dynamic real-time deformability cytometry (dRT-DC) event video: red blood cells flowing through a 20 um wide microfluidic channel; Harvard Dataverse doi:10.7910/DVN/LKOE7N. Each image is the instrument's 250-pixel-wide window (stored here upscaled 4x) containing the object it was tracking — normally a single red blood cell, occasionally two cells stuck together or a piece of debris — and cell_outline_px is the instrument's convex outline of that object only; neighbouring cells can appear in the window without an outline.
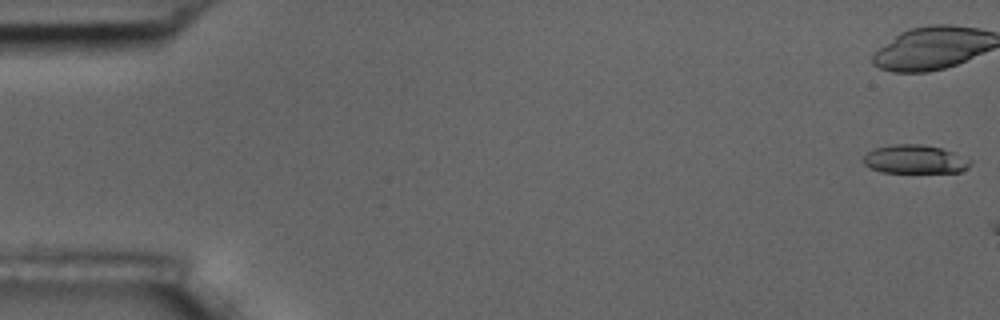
{"species": "common noctule bat (a hibernating species)", "species_latin": "Nyctalus noctula", "temperature_condition": "room temperature", "stored_images_in_passage": 7, "camera_frame_rate_fps": 3000, "um_per_image_px": 0.085, "animal": {"sex": "male", "body_mass_g": 17.5, "forearm_length_mm": 52.3}, "frame": {"image": 1, "passage_image": 1, "time_ms": 0.0, "image_size_px": [1000, 320], "cell_outline_px": [[972, 164], [968, 168], [960, 172], [880, 172], [868, 168], [864, 164], [864, 156], [868, 152], [876, 148], [892, 144], [920, 144], [940, 148], [952, 152], [972, 160]], "centroid_in_image_um": [77.77, 13.55], "position_along_channel_um": 7.2, "area_um2": 17.8}}